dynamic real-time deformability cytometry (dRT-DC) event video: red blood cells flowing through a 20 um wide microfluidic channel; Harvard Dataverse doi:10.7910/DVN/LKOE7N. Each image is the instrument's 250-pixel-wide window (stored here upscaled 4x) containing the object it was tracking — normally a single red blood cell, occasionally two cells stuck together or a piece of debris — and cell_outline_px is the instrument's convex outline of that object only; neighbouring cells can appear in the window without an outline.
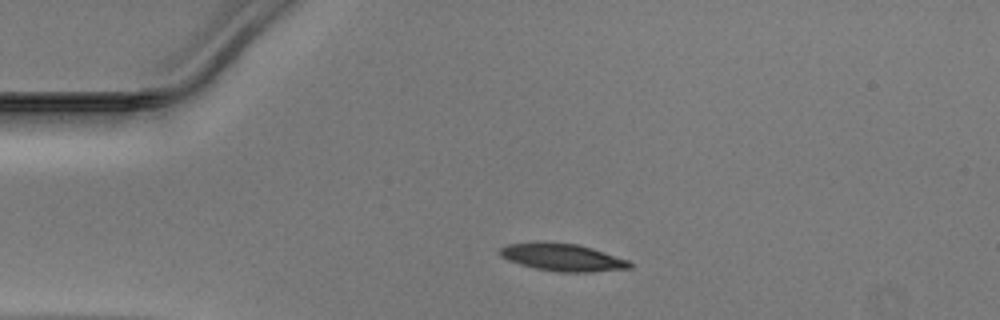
{"species": "Egyptian fruit bat (a non-hibernating species)", "species_latin": "Rousettus aegyptiacus", "temperature_condition": "warm", "stored_images_in_passage": 32, "camera_frame_rate_fps": 3000, "um_per_image_px": 0.085, "animal": {"sex": "male"}, "frame": {"image": 1, "passage_image": 1, "time_ms": 0.0, "image_size_px": [1000, 320], "cell_outline_px": [[632, 268], [588, 272], [560, 272], [536, 268], [520, 264], [508, 260], [500, 256], [500, 248], [508, 244], [536, 240], [540, 240], [576, 244], [592, 248], [628, 260], [632, 264]], "centroid_in_image_um": [47.77, 21.85], "position_along_channel_um": 37.2, "area_um2": 20.92}}
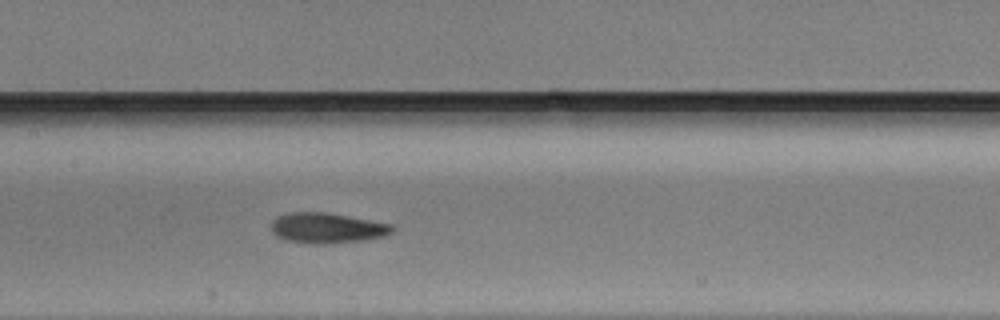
{"frame": {"image": 2, "passage_image": 14, "time_ms": 4.333, "image_size_px": [1000, 320], "cell_outline_px": [[396, 228], [392, 232], [380, 236], [332, 244], [312, 244], [288, 240], [272, 232], [272, 220], [276, 216], [288, 212], [328, 212], [392, 224]], "centroid_in_image_um": [27.78, 19.36], "position_along_channel_um": 179.6, "area_um2": 21.21}}
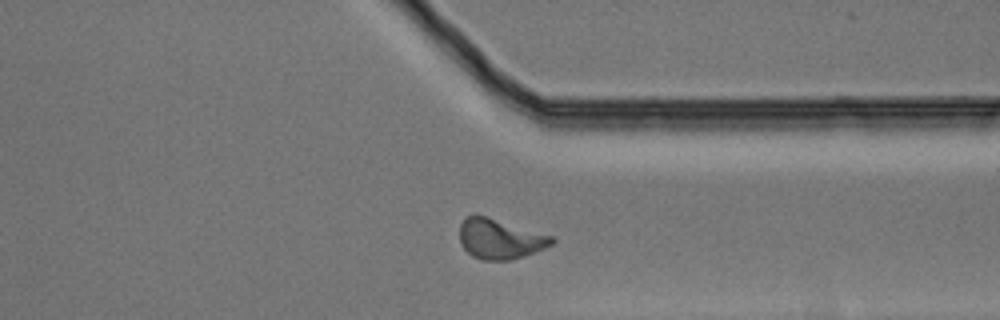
{"frame": {"image": 3, "passage_image": 28, "time_ms": 9.0, "image_size_px": [1000, 320], "cell_outline_px": [[556, 240], [552, 244], [544, 248], [524, 256], [512, 260], [480, 260], [472, 256], [460, 244], [460, 224], [464, 216], [476, 212], [552, 236]], "centroid_in_image_um": [42.45, 20.28], "position_along_channel_um": 369.0, "area_um2": 21.91}}